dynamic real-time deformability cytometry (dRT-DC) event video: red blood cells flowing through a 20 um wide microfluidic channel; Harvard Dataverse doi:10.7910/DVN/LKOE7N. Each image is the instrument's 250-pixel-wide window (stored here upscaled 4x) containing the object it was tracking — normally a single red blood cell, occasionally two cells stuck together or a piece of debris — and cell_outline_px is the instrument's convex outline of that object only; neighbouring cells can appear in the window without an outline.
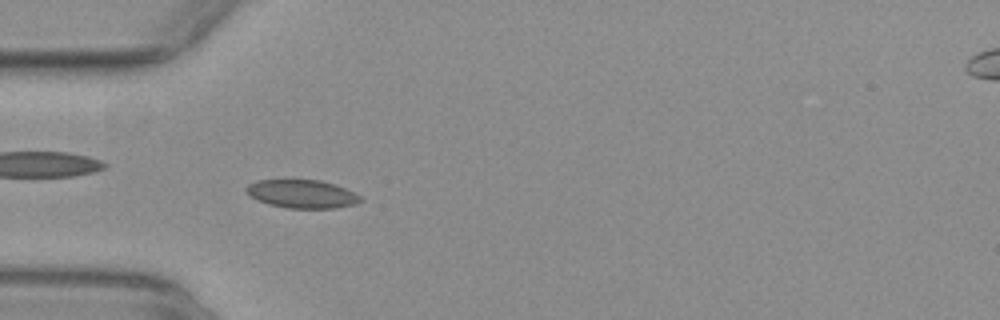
{"species": "common noctule bat (a hibernating species)", "species_latin": "Nyctalus noctula", "temperature_condition": "warm", "stored_images_in_passage": 12, "camera_frame_rate_fps": 3000, "um_per_image_px": 0.085, "animal": {"sex": "female", "body_mass_g": 29.2, "forearm_length_mm": 56.3}, "frame": {"image": 1, "passage_image": 4, "time_ms": 1.0, "image_size_px": [1000, 320], "cell_outline_px": [[364, 200], [356, 204], [336, 208], [288, 208], [268, 204], [256, 200], [248, 196], [244, 192], [244, 188], [248, 184], [256, 180], [320, 180], [336, 184], [360, 196]], "centroid_in_image_um": [25.62, 16.48], "position_along_channel_um": 59.4, "area_um2": 19.07}}
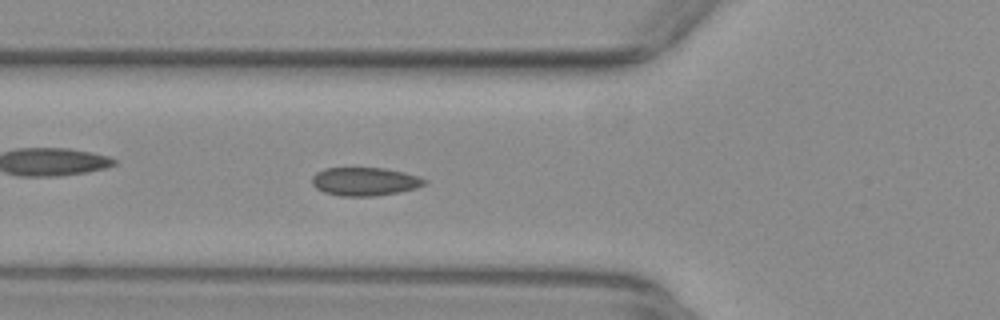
{"frame": {"image": 2, "passage_image": 7, "time_ms": 2.0, "image_size_px": [1000, 320], "cell_outline_px": [[428, 184], [416, 188], [396, 192], [372, 196], [340, 196], [324, 192], [316, 188], [312, 184], [312, 176], [316, 172], [324, 168], [384, 168], [404, 172], [420, 176], [428, 180]], "centroid_in_image_um": [31.02, 15.42], "position_along_channel_um": 94.8, "area_um2": 18.67}}